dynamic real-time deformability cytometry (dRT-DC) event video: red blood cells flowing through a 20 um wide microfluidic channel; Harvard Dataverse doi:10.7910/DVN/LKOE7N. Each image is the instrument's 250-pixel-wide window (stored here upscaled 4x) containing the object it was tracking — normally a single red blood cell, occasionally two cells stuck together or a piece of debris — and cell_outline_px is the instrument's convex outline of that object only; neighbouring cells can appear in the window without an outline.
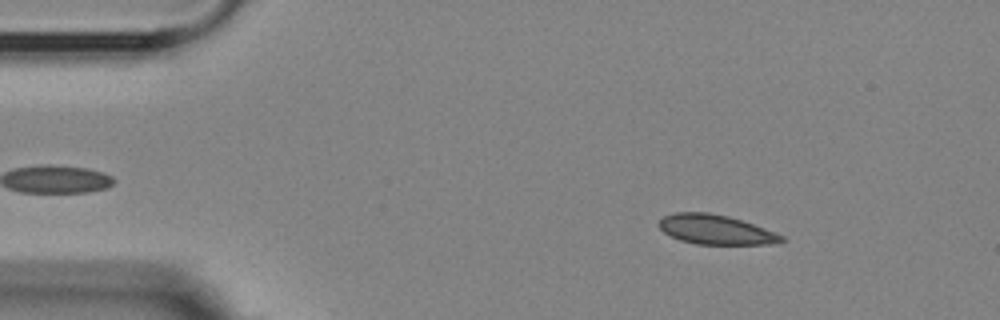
{"species": "Egyptian fruit bat (a non-hibernating species)", "species_latin": "Rousettus aegyptiacus", "temperature_condition": "room temperature", "stored_images_in_passage": 54, "camera_frame_rate_fps": 3000, "um_per_image_px": 0.085, "animal": {"sex": "female"}, "frame": {"image": 1, "passage_image": 7, "time_ms": 2.0, "image_size_px": [1000, 320], "cell_outline_px": [[784, 240], [780, 244], [696, 244], [680, 240], [664, 232], [656, 224], [664, 216], [676, 212], [708, 212], [728, 216], [776, 232], [784, 236]], "centroid_in_image_um": [60.84, 19.52], "position_along_channel_um": 24.2, "area_um2": 21.1}}
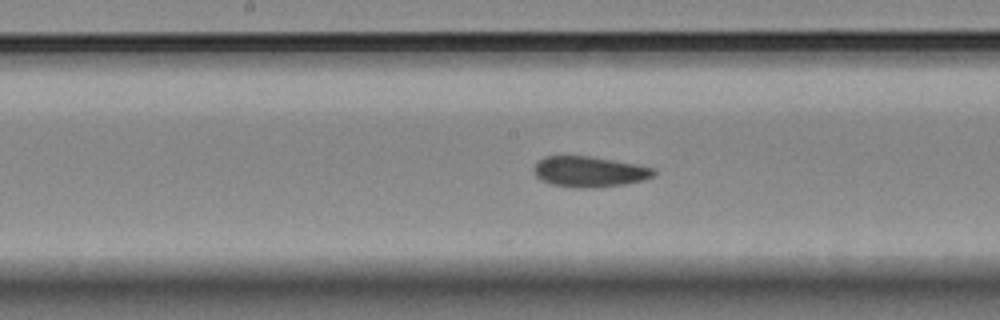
{"frame": {"image": 2, "passage_image": 27, "time_ms": 8.667, "image_size_px": [1000, 320], "cell_outline_px": [[656, 172], [652, 176], [644, 180], [624, 184], [592, 188], [576, 188], [552, 184], [540, 180], [536, 176], [532, 168], [544, 156], [588, 156], [636, 164], [652, 168]], "centroid_in_image_um": [50.06, 14.6], "position_along_channel_um": 198.1, "area_um2": 21.27}}
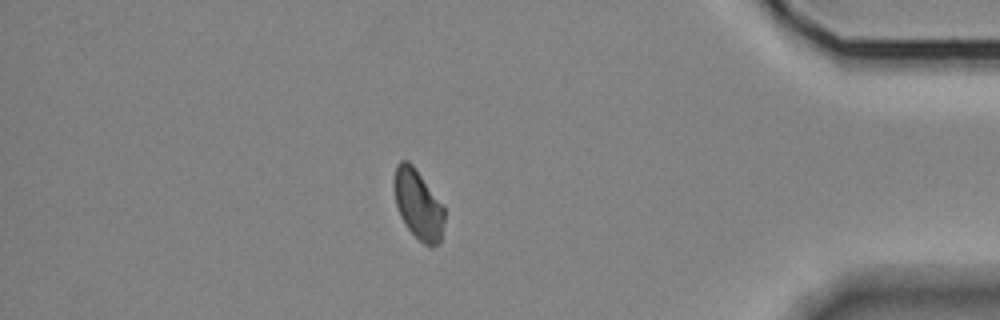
{"frame": {"image": 3, "passage_image": 47, "time_ms": 15.333, "image_size_px": [1000, 320], "cell_outline_px": [[444, 220], [440, 244], [432, 248], [424, 244], [408, 228], [400, 216], [396, 204], [396, 164], [400, 160], [408, 160], [412, 164], [444, 204]], "centroid_in_image_um": [35.6, 17.41], "position_along_channel_um": 399.6, "area_um2": 20.17}}